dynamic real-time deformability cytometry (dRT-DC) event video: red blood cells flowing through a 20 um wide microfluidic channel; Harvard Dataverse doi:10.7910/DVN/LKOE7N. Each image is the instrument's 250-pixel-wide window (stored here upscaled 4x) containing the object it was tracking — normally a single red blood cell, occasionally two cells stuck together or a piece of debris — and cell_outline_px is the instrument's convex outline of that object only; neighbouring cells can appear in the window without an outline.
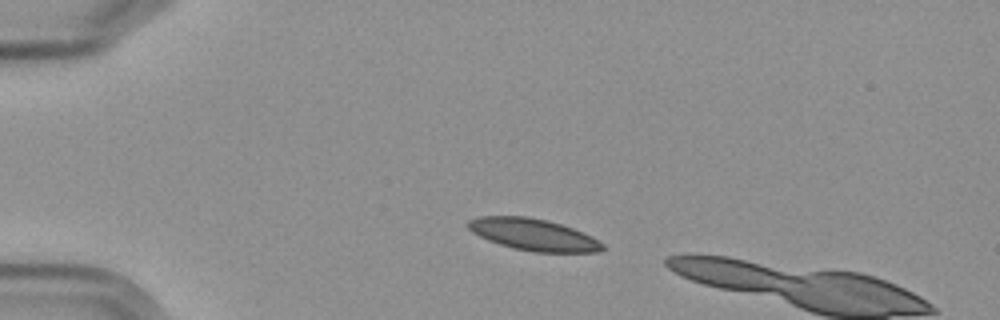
{"species": "Egyptian fruit bat (a non-hibernating species)", "species_latin": "Rousettus aegyptiacus", "temperature_condition": "cold", "stored_images_in_passage": 2, "camera_frame_rate_fps": 3000, "um_per_image_px": 0.085, "frame": {"image": 1, "passage_image": 1, "time_ms": 0.0, "image_size_px": [1000, 320], "cell_outline_px": [[604, 248], [600, 252], [532, 252], [512, 248], [488, 240], [472, 232], [468, 228], [468, 220], [480, 216], [528, 216], [548, 220], [572, 228], [604, 244]], "centroid_in_image_um": [45.3, 19.94], "position_along_channel_um": 39.7, "area_um2": 24.68}}